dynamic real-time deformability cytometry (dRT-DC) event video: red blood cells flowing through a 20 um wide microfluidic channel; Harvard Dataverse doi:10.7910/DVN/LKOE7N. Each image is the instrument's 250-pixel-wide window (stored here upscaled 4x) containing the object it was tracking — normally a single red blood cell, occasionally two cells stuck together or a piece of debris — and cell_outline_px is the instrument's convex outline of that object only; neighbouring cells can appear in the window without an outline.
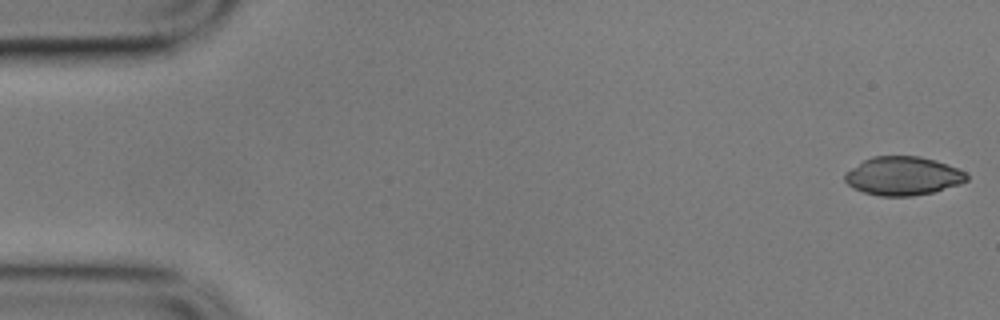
{"species": "common noctule bat (a hibernating species)", "species_latin": "Nyctalus noctula", "temperature_condition": "cold", "stored_images_in_passage": 5, "segment_of_instrument_passage": [2, 2], "camera_frame_rate_fps": 3000, "um_per_image_px": 0.085, "animal": {"sex": "male", "body_mass_g": 17.9}, "frame": {"image": 1, "passage_image": 5, "time_ms": 1.333, "image_size_px": [1000, 320], "cell_outline_px": [[968, 180], [960, 184], [932, 192], [912, 196], [880, 196], [864, 192], [852, 188], [844, 180], [844, 172], [864, 160], [872, 156], [920, 156], [936, 160], [956, 168], [964, 172], [968, 176]], "centroid_in_image_um": [76.72, 14.95], "position_along_channel_um": 8.3, "area_um2": 27.4}}